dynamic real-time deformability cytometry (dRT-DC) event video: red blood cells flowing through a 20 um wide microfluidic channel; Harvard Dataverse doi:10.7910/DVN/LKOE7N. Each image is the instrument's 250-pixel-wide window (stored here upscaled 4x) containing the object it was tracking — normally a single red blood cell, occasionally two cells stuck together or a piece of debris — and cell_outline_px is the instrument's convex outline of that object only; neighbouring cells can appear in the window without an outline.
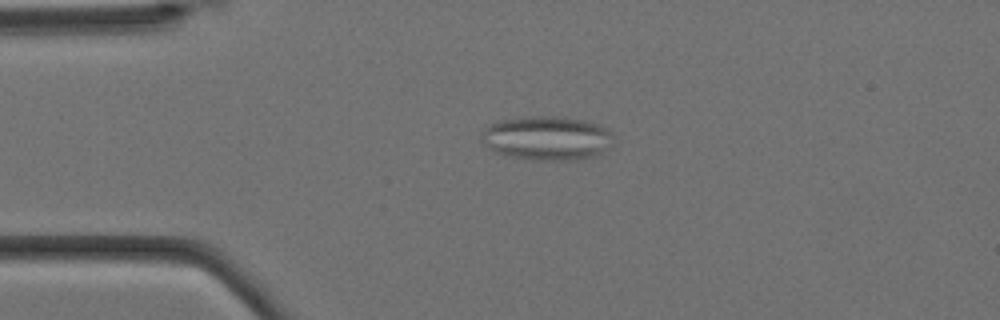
{"species": "Egyptian fruit bat (a non-hibernating species)", "species_latin": "Rousettus aegyptiacus", "temperature_condition": "cold", "stored_images_in_passage": 6, "camera_frame_rate_fps": 3000, "um_per_image_px": 0.085, "animal": {"sex": "female"}, "frame": {"image": 1, "passage_image": 4, "time_ms": 1.0, "image_size_px": [1000, 320], "cell_outline_px": [[616, 140], [608, 148], [596, 156], [576, 160], [532, 160], [504, 156], [488, 148], [480, 140], [480, 132], [484, 128], [492, 124], [504, 120], [524, 116], [552, 116], [584, 120], [600, 124], [612, 132]], "centroid_in_image_um": [46.51, 11.75], "position_along_channel_um": 38.5, "area_um2": 34.51}}
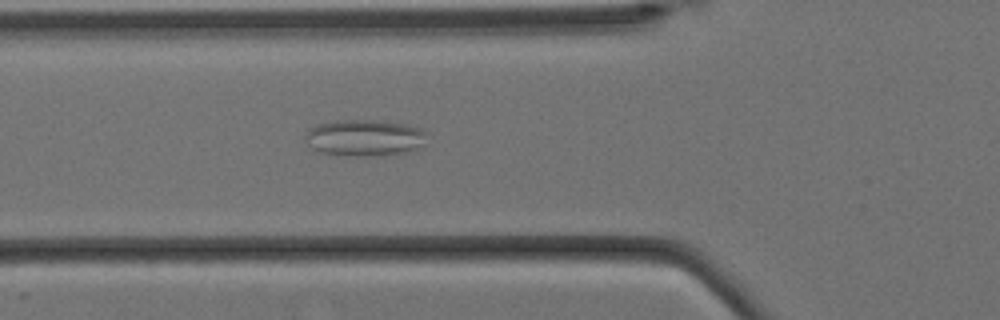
{"frame": {"image": 2, "passage_image": 6, "time_ms": 1.667, "image_size_px": [1000, 320], "cell_outline_px": [[424, 144], [408, 152], [380, 156], [360, 156], [320, 152], [312, 148], [304, 140], [304, 136], [308, 128], [316, 124], [336, 120], [372, 120], [408, 124], [420, 128], [424, 132]], "centroid_in_image_um": [30.94, 11.7], "position_along_channel_um": 94.9, "area_um2": 25.95}}